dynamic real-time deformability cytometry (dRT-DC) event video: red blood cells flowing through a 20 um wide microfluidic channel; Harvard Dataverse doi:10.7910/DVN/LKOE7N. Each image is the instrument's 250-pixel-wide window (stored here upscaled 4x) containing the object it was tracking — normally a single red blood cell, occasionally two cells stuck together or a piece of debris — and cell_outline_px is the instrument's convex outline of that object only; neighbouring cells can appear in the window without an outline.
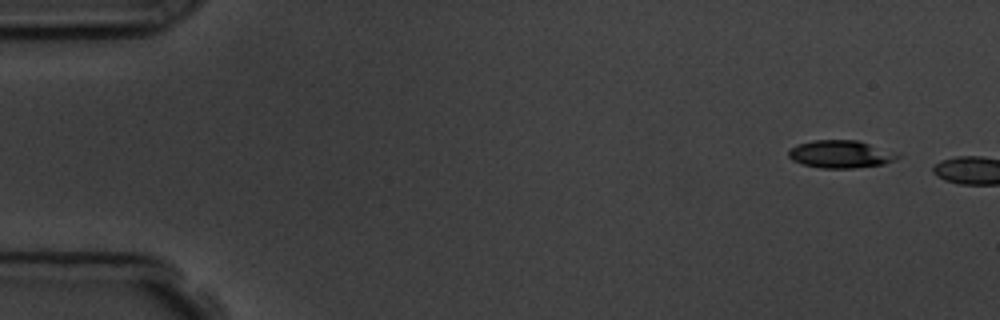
{"species": "common noctule bat (a hibernating species)", "species_latin": "Nyctalus noctula", "temperature_condition": "room temperature", "stored_images_in_passage": 2, "camera_frame_rate_fps": 3000, "um_per_image_px": 0.085, "animal": {"sex": "male", "body_mass_g": 19.5, "forearm_length_mm": 54.6}, "frame": {"image": 1, "passage_image": 1, "time_ms": 0.0, "image_size_px": [1000, 320], "cell_outline_px": [[900, 156], [896, 160], [884, 164], [852, 168], [820, 168], [804, 164], [792, 160], [788, 156], [788, 152], [796, 144], [816, 140], [856, 140], [868, 144]], "centroid_in_image_um": [71.38, 13.11], "position_along_channel_um": 13.6, "area_um2": 17.11}}